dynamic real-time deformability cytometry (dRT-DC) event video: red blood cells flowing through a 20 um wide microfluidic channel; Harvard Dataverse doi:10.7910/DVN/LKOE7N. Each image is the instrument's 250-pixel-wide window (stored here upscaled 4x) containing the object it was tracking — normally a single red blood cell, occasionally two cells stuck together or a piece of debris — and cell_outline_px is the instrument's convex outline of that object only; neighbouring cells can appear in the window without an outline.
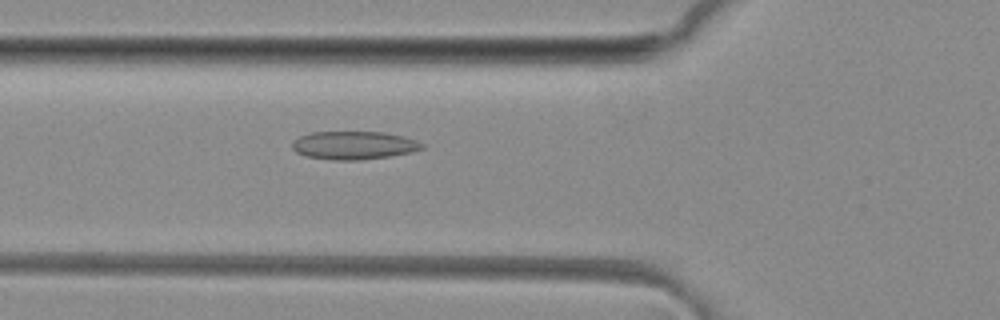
{"species": "common noctule bat (a hibernating species)", "species_latin": "Nyctalus noctula", "temperature_condition": "room temperature", "stored_images_in_passage": 33, "camera_frame_rate_fps": 3000, "um_per_image_px": 0.085, "animal": {"sex": "female", "body_mass_g": 29.2, "forearm_length_mm": 56.3}, "frame": {"image": 1, "passage_image": 8, "time_ms": 2.333, "image_size_px": [1000, 320], "cell_outline_px": [[424, 148], [412, 152], [388, 156], [360, 160], [332, 160], [304, 156], [296, 152], [292, 148], [292, 144], [300, 136], [312, 132], [384, 132], [404, 136], [416, 140], [424, 144]], "centroid_in_image_um": [30.09, 12.35], "position_along_channel_um": 95.7, "area_um2": 21.33}}
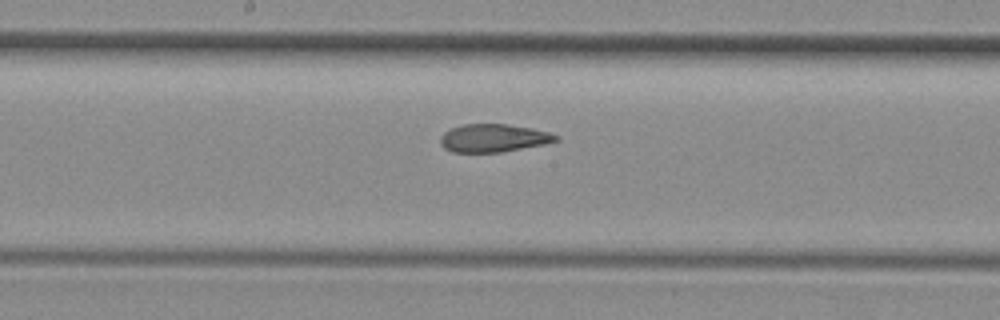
{"frame": {"image": 2, "passage_image": 16, "time_ms": 5.0, "image_size_px": [1000, 320], "cell_outline_px": [[560, 140], [544, 144], [500, 152], [452, 152], [444, 148], [440, 144], [440, 136], [444, 132], [452, 128], [464, 124], [508, 124], [532, 128], [548, 132], [560, 136]], "centroid_in_image_um": [41.95, 11.73], "position_along_channel_um": 206.3, "area_um2": 18.84}}
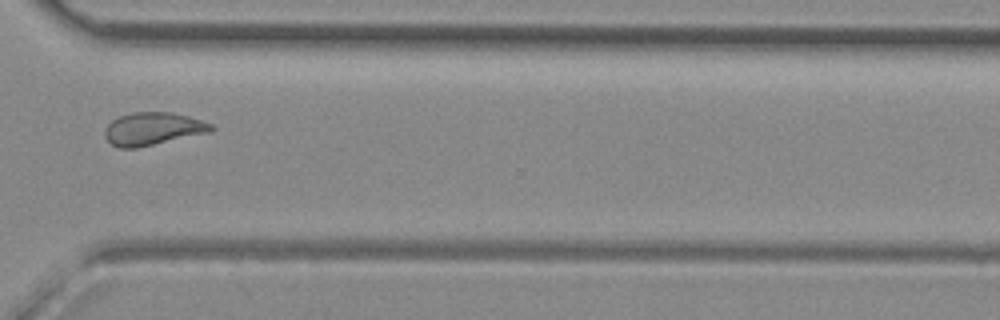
{"frame": {"image": 3, "passage_image": 27, "time_ms": 8.667, "image_size_px": [1000, 320], "cell_outline_px": [[216, 128], [208, 132], [136, 148], [120, 148], [112, 144], [104, 136], [104, 128], [112, 120], [120, 116], [132, 112], [172, 112], [188, 116], [212, 124]], "centroid_in_image_um": [12.96, 10.94], "position_along_channel_um": 357.6, "area_um2": 20.11}, "authors_computed_cell_mechanics": {"area_um2": 19.7098, "velocity_mm_per_s": 4.1341, "shape_relaxation_time_tau1_ms": null, "shape_relaxation_time_tau2_ms": 1.1095, "deformation_change_tau1": null, "deformation_change_tau2": 0.0792}}